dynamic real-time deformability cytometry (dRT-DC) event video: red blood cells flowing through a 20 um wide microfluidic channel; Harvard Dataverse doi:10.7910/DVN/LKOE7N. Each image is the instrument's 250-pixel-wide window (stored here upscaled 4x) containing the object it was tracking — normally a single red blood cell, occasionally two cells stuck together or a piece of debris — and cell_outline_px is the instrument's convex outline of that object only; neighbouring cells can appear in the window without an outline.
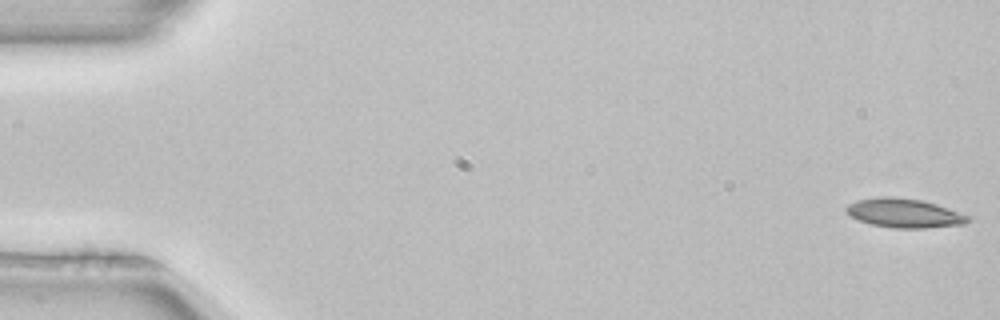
{"species": "common noctule bat (a hibernating species)", "species_latin": "Nyctalus noctula", "temperature_condition": "room temperature", "stored_images_in_passage": 52, "camera_frame_rate_fps": 3000, "um_per_image_px": 0.085, "animal": {"sex": "female", "body_mass_g": 22.7, "forearm_length_mm": 54.2}, "frame": {"image": 1, "passage_image": 1, "time_ms": 0.0, "image_size_px": [1000, 320], "cell_outline_px": [[972, 220], [964, 224], [924, 228], [892, 228], [872, 224], [860, 220], [852, 216], [844, 208], [848, 204], [856, 200], [876, 196], [892, 196], [924, 200], [972, 216]], "centroid_in_image_um": [76.9, 18.1], "position_along_channel_um": 8.1, "area_um2": 20.81}}
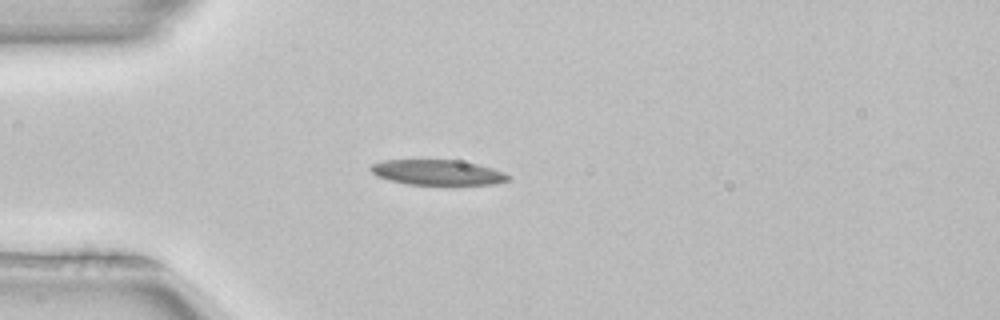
{"frame": {"image": 2, "passage_image": 14, "time_ms": 4.333, "image_size_px": [1000, 320], "cell_outline_px": [[508, 180], [496, 184], [408, 184], [388, 180], [376, 176], [368, 168], [372, 164], [384, 160], [456, 160], [476, 164], [492, 168], [508, 176]], "centroid_in_image_um": [37.1, 14.65], "position_along_channel_um": 47.9, "area_um2": 19.88}}
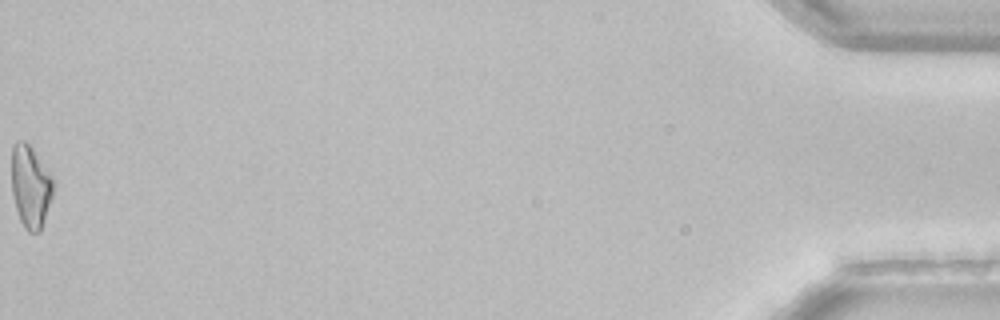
{"frame": {"image": 3, "passage_image": 52, "time_ms": 17.0, "image_size_px": [1000, 320], "cell_outline_px": [[52, 196], [40, 232], [28, 232], [24, 228], [20, 220], [16, 208], [12, 192], [12, 144], [16, 140], [24, 140], [32, 148], [52, 180]], "centroid_in_image_um": [2.55, 15.86], "position_along_channel_um": 432.6, "area_um2": 19.54}}